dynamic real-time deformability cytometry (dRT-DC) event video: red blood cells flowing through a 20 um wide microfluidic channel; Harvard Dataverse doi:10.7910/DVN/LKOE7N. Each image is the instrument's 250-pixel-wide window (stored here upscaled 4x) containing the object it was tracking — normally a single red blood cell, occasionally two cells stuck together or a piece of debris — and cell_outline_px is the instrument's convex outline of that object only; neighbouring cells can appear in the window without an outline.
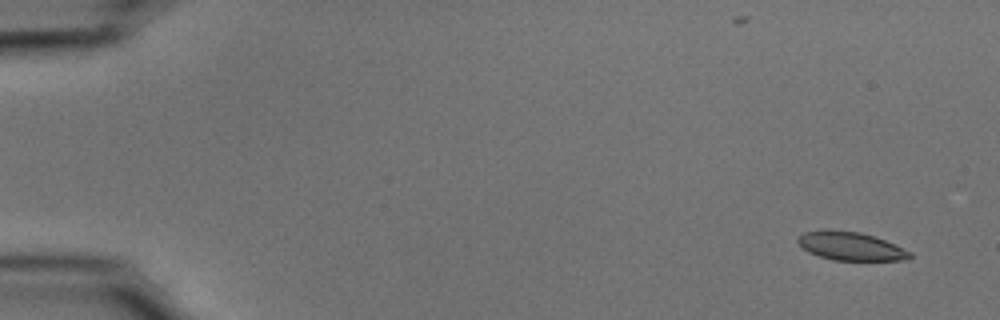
{"species": "common noctule bat (a hibernating species)", "species_latin": "Nyctalus noctula", "temperature_condition": "cold", "stored_images_in_passage": 38, "camera_frame_rate_fps": 3000, "um_per_image_px": 0.085, "animal": {"sex": "male", "body_mass_g": 15.6}, "frame": {"image": 1, "passage_image": 1, "time_ms": 0.0, "image_size_px": [1000, 320], "cell_outline_px": [[912, 256], [900, 260], [832, 260], [808, 252], [796, 240], [804, 232], [824, 228], [828, 228], [860, 232], [884, 240], [912, 252]], "centroid_in_image_um": [72.26, 20.9], "position_along_channel_um": 12.7, "area_um2": 18.5}}
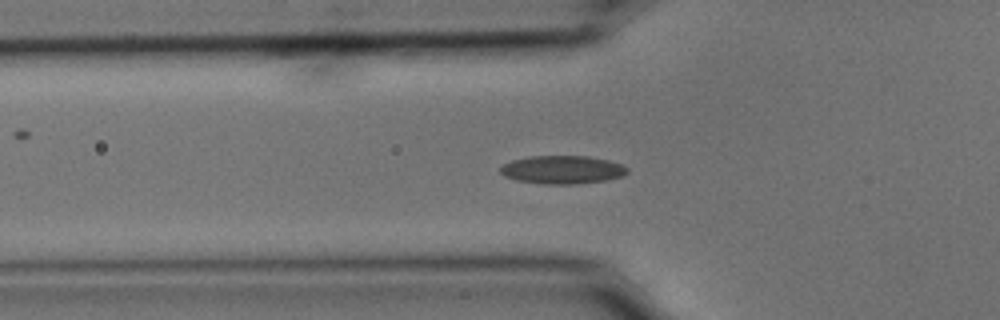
{"frame": {"image": 2, "passage_image": 17, "time_ms": 5.333, "image_size_px": [1000, 320], "cell_outline_px": [[628, 172], [624, 176], [608, 180], [576, 184], [544, 184], [516, 180], [504, 176], [500, 172], [500, 168], [504, 164], [512, 160], [532, 156], [588, 156], [608, 160], [620, 164], [628, 168]], "centroid_in_image_um": [47.82, 14.43], "position_along_channel_um": 78.0, "area_um2": 20.92}}
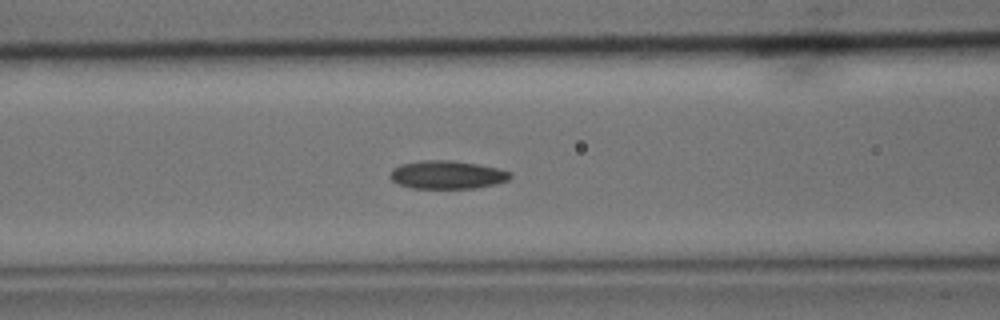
{"frame": {"image": 3, "passage_image": 21, "time_ms": 6.667, "image_size_px": [1000, 320], "cell_outline_px": [[512, 176], [508, 180], [496, 184], [476, 188], [412, 188], [400, 184], [392, 180], [388, 176], [392, 168], [400, 164], [420, 160], [452, 160], [476, 164], [496, 168], [512, 172]], "centroid_in_image_um": [37.99, 14.85], "position_along_channel_um": 128.6, "area_um2": 19.83}}